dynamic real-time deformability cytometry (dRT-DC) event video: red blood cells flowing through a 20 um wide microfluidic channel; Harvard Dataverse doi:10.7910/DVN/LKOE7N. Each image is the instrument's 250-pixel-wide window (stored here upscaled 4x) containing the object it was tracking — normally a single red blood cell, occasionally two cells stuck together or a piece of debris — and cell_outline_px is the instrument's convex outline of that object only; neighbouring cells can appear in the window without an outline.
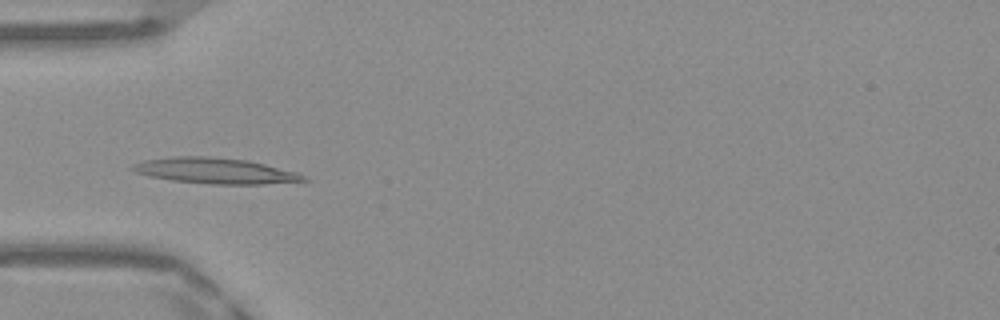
{"species": "Egyptian fruit bat (a non-hibernating species)", "species_latin": "Rousettus aegyptiacus", "temperature_condition": "warm", "stored_images_in_passage": 50, "camera_frame_rate_fps": 3000, "um_per_image_px": 0.085, "frame": {"image": 1, "passage_image": 15, "time_ms": 4.667, "image_size_px": [1000, 320], "cell_outline_px": [[312, 180], [264, 184], [212, 184], [172, 180], [148, 176], [136, 172], [128, 168], [132, 164], [144, 160], [176, 156], [204, 156], [248, 160], [296, 172], [308, 176]], "centroid_in_image_um": [18.3, 14.52], "position_along_channel_um": 66.7, "area_um2": 25.66}}
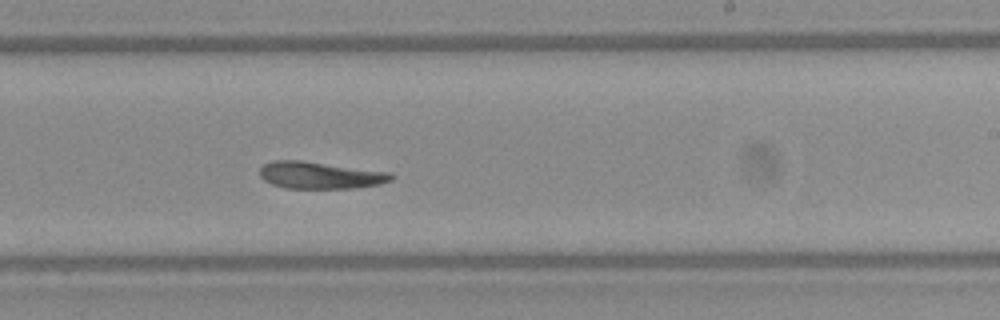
{"frame": {"image": 2, "passage_image": 30, "time_ms": 9.667, "image_size_px": [1000, 320], "cell_outline_px": [[396, 176], [392, 180], [380, 184], [352, 188], [284, 188], [272, 184], [264, 180], [260, 176], [260, 168], [264, 164], [272, 160], [300, 160], [392, 172]], "centroid_in_image_um": [27.23, 14.89], "position_along_channel_um": 261.8, "area_um2": 20.81}}
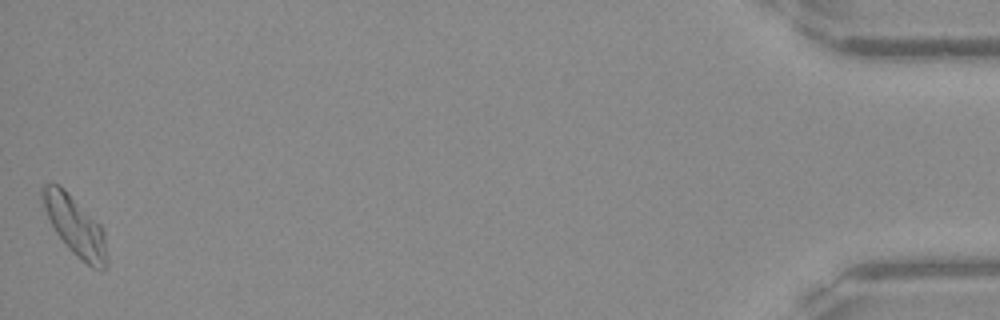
{"frame": {"image": 3, "passage_image": 50, "time_ms": 16.333, "image_size_px": [1000, 320], "cell_outline_px": [[108, 264], [100, 272], [92, 268], [76, 256], [68, 248], [56, 232], [44, 208], [40, 196], [40, 188], [44, 184], [60, 184], [104, 228], [108, 260]], "centroid_in_image_um": [6.41, 19.22], "position_along_channel_um": 428.8, "area_um2": 22.48}, "authors_computed_cell_mechanics": {"area_um2": 21.7906, "velocity_mm_per_s": 3.9111, "shape_relaxation_time_tau1_ms": null, "shape_relaxation_time_tau2_ms": 6.2896, "deformation_change_tau1": null, "deformation_change_tau2": 0.1351}}